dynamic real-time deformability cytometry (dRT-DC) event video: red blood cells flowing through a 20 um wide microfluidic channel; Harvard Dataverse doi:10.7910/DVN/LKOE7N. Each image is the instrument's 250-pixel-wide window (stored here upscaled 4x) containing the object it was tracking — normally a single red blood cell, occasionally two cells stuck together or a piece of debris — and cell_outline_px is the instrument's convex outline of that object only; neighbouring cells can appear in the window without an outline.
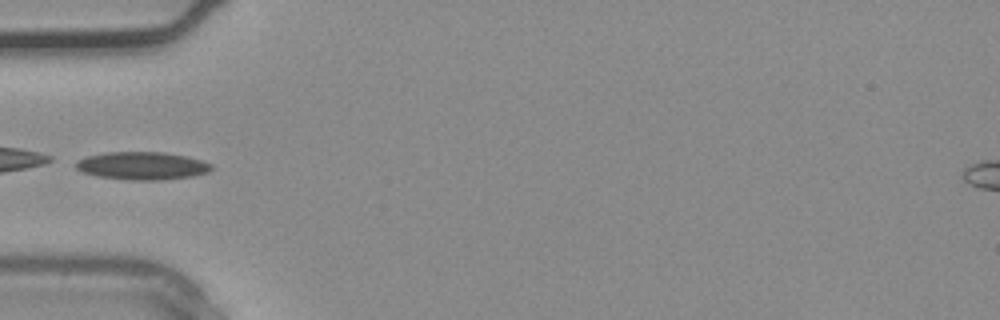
{"species": "common noctule bat (a hibernating species)", "species_latin": "Nyctalus noctula", "temperature_condition": "warm", "stored_images_in_passage": 3, "camera_frame_rate_fps": 3000, "um_per_image_px": 0.085, "animal": {"sex": "male", "body_mass_g": 20.4}, "frame": {"image": 1, "passage_image": 3, "time_ms": 0.667, "image_size_px": [1000, 320], "cell_outline_px": [[212, 168], [208, 172], [192, 176], [160, 180], [128, 180], [96, 176], [84, 172], [76, 168], [76, 160], [88, 156], [108, 152], [164, 152], [188, 156], [212, 164]], "centroid_in_image_um": [12.09, 14.09], "position_along_channel_um": 72.9, "area_um2": 21.96}}